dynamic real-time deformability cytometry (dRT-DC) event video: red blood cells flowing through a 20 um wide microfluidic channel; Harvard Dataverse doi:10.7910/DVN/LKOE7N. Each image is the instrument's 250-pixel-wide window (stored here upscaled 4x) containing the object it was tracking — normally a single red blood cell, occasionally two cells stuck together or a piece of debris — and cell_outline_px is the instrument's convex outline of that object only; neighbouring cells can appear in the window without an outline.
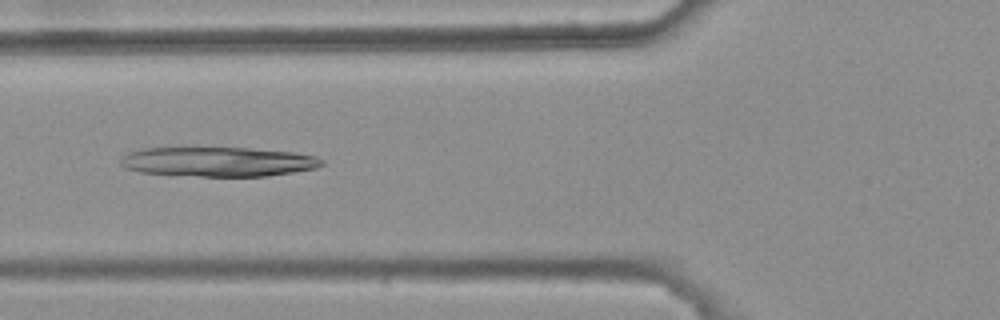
{"species": "common noctule bat (a hibernating species)", "species_latin": "Nyctalus noctula", "temperature_condition": "warm", "stored_images_in_passage": 6, "camera_frame_rate_fps": 3000, "um_per_image_px": 0.085, "animal": {"sex": "female", "body_mass_g": 25.1}, "frame": {"image": 1, "passage_image": 6, "time_ms": 1.667, "image_size_px": [1000, 320], "cell_outline_px": [[324, 164], [316, 168], [268, 176], [200, 176], [140, 172], [128, 168], [120, 164], [120, 160], [128, 152], [144, 148], [248, 148], [292, 152], [316, 156], [324, 160]], "centroid_in_image_um": [18.57, 13.74], "position_along_channel_um": 107.2, "area_um2": 34.39}}